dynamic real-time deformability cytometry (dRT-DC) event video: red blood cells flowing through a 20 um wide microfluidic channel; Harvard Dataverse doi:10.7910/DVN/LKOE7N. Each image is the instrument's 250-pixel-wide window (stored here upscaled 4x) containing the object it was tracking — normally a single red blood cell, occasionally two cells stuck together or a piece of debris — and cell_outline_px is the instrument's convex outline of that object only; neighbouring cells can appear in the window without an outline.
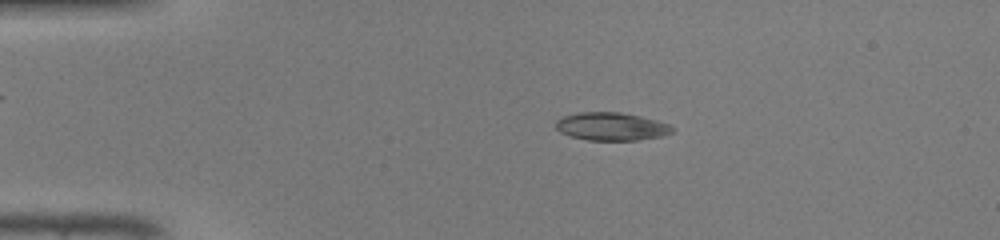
{"species": "common noctule bat (a hibernating species)", "species_latin": "Nyctalus noctula", "temperature_condition": "warm", "stored_images_in_passage": 41, "camera_frame_rate_fps": 3000, "um_per_image_px": 0.085, "animal": {"sex": "male", "body_mass_g": 19.0, "forearm_length_mm": 50.8}, "frame": {"image": 1, "passage_image": 4, "time_ms": 1.0, "image_size_px": [1000, 240], "cell_outline_px": [[672, 132], [660, 136], [636, 140], [588, 140], [572, 136], [560, 132], [556, 128], [556, 120], [564, 116], [576, 112], [620, 112], [640, 116], [656, 120], [668, 124], [672, 128]], "centroid_in_image_um": [51.93, 10.74], "position_along_channel_um": 33.1, "area_um2": 18.79}}
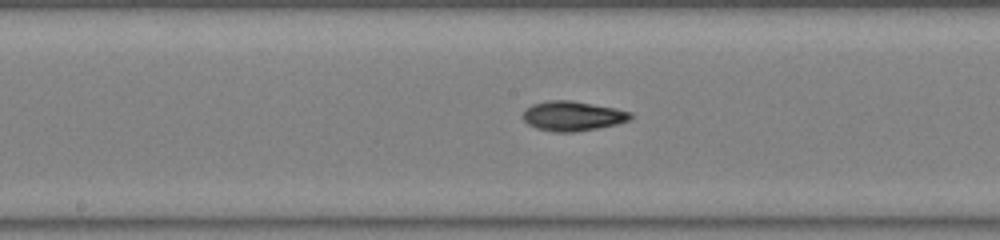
{"frame": {"image": 2, "passage_image": 19, "time_ms": 6.0, "image_size_px": [1000, 240], "cell_outline_px": [[632, 120], [616, 124], [596, 128], [572, 132], [556, 132], [536, 128], [528, 124], [524, 120], [524, 108], [532, 104], [548, 100], [572, 100], [616, 108], [632, 112]], "centroid_in_image_um": [48.69, 9.84], "position_along_channel_um": 199.5, "area_um2": 18.67}}
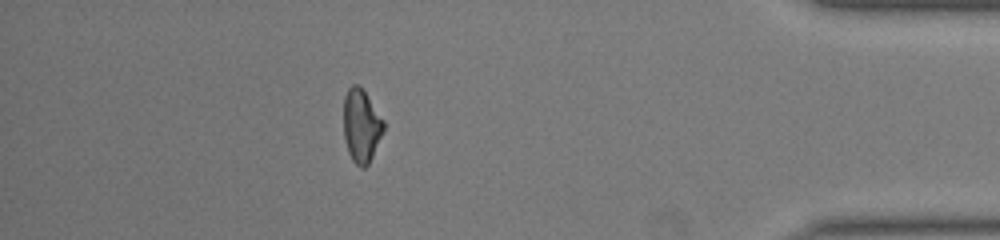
{"frame": {"image": 3, "passage_image": 36, "time_ms": 11.667, "image_size_px": [1000, 240], "cell_outline_px": [[384, 128], [372, 156], [368, 164], [364, 168], [360, 168], [352, 160], [348, 152], [344, 136], [344, 96], [348, 88], [352, 84], [360, 84], [384, 120]], "centroid_in_image_um": [30.7, 10.66], "position_along_channel_um": 404.5, "area_um2": 17.05}, "authors_computed_cell_mechanics": {"area_um2": 17.9758, "velocity_mm_per_s": 4.3368, "shape_relaxation_time_tau1_ms": null, "shape_relaxation_time_tau2_ms": 3.1291, "deformation_change_tau1": null, "deformation_change_tau2": 0.0861}}